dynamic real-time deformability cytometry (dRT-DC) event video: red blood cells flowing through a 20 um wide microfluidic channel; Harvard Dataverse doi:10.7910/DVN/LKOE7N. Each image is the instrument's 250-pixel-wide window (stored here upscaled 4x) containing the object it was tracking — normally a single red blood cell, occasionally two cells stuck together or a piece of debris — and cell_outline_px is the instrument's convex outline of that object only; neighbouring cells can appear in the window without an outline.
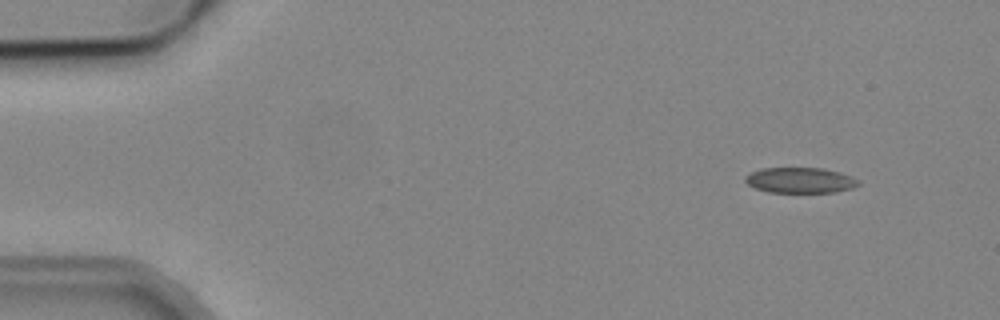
{"species": "common noctule bat (a hibernating species)", "species_latin": "Nyctalus noctula", "temperature_condition": "cold", "stored_images_in_passage": 5, "camera_frame_rate_fps": 3000, "um_per_image_px": 0.085, "animal": {"sex": "male", "body_mass_g": 19.2, "forearm_length_mm": 51.8}, "frame": {"image": 1, "passage_image": 2, "time_ms": 1.333, "image_size_px": [1000, 320], "cell_outline_px": [[860, 184], [852, 188], [836, 192], [768, 192], [756, 188], [748, 184], [744, 180], [744, 176], [760, 168], [824, 168], [840, 172], [852, 176], [860, 180]], "centroid_in_image_um": [68.04, 15.31], "position_along_channel_um": 17.0, "area_um2": 16.94}}